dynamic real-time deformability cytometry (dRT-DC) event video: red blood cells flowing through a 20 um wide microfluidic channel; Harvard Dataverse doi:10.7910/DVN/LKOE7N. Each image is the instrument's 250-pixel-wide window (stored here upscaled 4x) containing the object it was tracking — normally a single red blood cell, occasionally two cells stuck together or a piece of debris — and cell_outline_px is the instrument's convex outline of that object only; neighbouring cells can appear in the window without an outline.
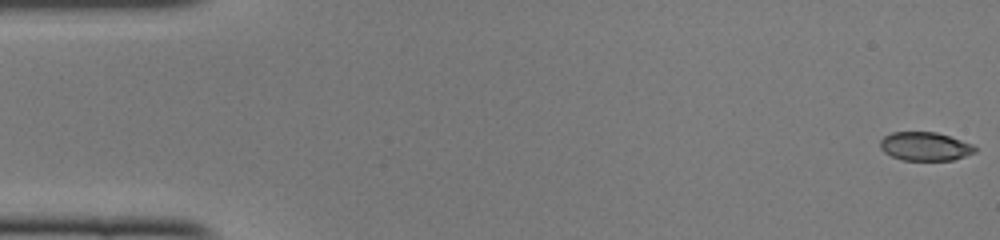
{"species": "common noctule bat (a hibernating species)", "species_latin": "Nyctalus noctula", "temperature_condition": "cold", "stored_images_in_passage": 49, "camera_frame_rate_fps": 3000, "um_per_image_px": 0.085, "animal": {"sex": "female", "body_mass_g": 22.0, "forearm_length_mm": 56.7}, "frame": {"image": 1, "passage_image": 1, "time_ms": 0.0, "image_size_px": [1000, 240], "cell_outline_px": [[976, 152], [952, 160], [900, 160], [884, 152], [880, 148], [880, 140], [884, 136], [892, 132], [936, 132], [972, 144], [976, 148]], "centroid_in_image_um": [78.6, 12.44], "position_along_channel_um": 6.4, "area_um2": 15.72}}
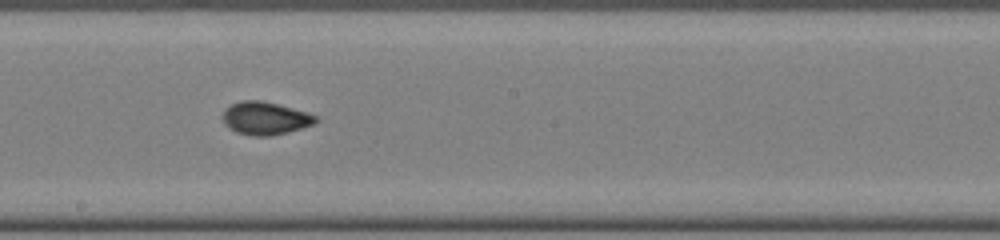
{"frame": {"image": 2, "passage_image": 27, "time_ms": 8.667, "image_size_px": [1000, 240], "cell_outline_px": [[320, 120], [312, 124], [288, 132], [268, 136], [252, 136], [236, 132], [224, 124], [224, 108], [240, 100], [260, 100], [308, 112], [316, 116]], "centroid_in_image_um": [22.54, 10.05], "position_along_channel_um": 225.7, "area_um2": 17.69}}
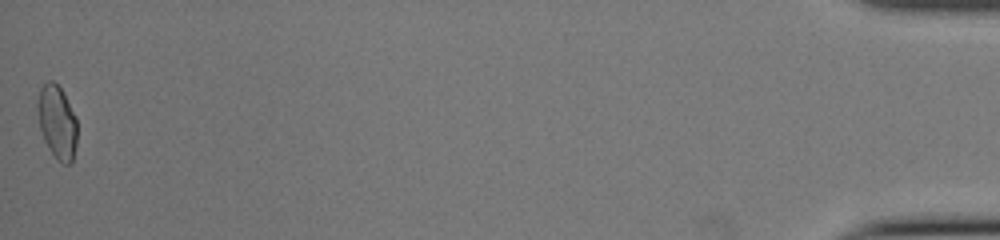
{"frame": {"image": 3, "passage_image": 49, "time_ms": 16.0, "image_size_px": [1000, 240], "cell_outline_px": [[76, 144], [72, 160], [68, 164], [64, 164], [52, 152], [44, 140], [40, 128], [36, 104], [40, 88], [48, 80], [52, 80], [64, 92], [76, 116]], "centroid_in_image_um": [4.85, 10.31], "position_along_channel_um": 430.4, "area_um2": 16.76}, "authors_computed_cell_mechanics": {"area_um2": 16.8776, "velocity_mm_per_s": 4.113, "shape_relaxation_time_tau1_ms": 9.2701, "shape_relaxation_time_tau2_ms": 1.0811, "deformation_change_tau1": 0.2146, "deformation_change_tau2": 0.0483}}